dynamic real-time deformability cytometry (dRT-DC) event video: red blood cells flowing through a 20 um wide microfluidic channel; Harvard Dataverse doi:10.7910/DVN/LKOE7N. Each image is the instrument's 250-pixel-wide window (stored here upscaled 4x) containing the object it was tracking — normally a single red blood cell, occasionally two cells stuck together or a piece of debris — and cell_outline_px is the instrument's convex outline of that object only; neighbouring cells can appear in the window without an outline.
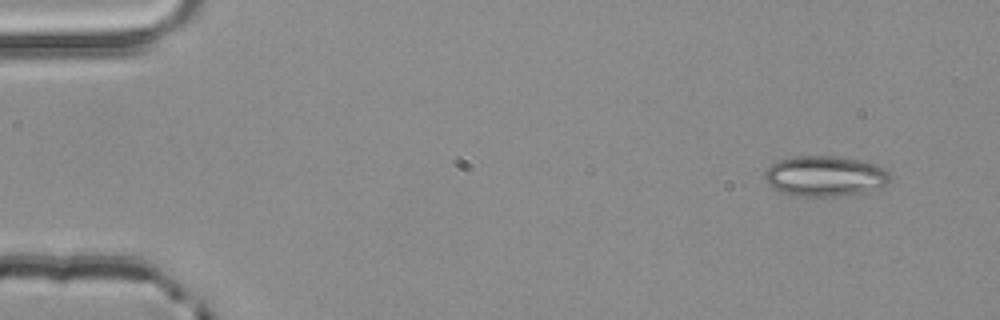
{"species": "common noctule bat (a hibernating species)", "species_latin": "Nyctalus noctula", "temperature_condition": "room temperature", "stored_images_in_passage": 4, "camera_frame_rate_fps": 3000, "um_per_image_px": 0.085, "animal": {"sex": "male", "body_mass_g": 20.4}, "frame": {"image": 1, "passage_image": 1, "time_ms": 0.0, "image_size_px": [1000, 320], "cell_outline_px": [[892, 176], [888, 184], [860, 192], [840, 196], [800, 196], [784, 192], [772, 188], [768, 184], [764, 176], [764, 172], [776, 160], [796, 156], [840, 156], [864, 160], [876, 164], [884, 168]], "centroid_in_image_um": [70.13, 14.94], "position_along_channel_um": 14.9, "area_um2": 29.59}}